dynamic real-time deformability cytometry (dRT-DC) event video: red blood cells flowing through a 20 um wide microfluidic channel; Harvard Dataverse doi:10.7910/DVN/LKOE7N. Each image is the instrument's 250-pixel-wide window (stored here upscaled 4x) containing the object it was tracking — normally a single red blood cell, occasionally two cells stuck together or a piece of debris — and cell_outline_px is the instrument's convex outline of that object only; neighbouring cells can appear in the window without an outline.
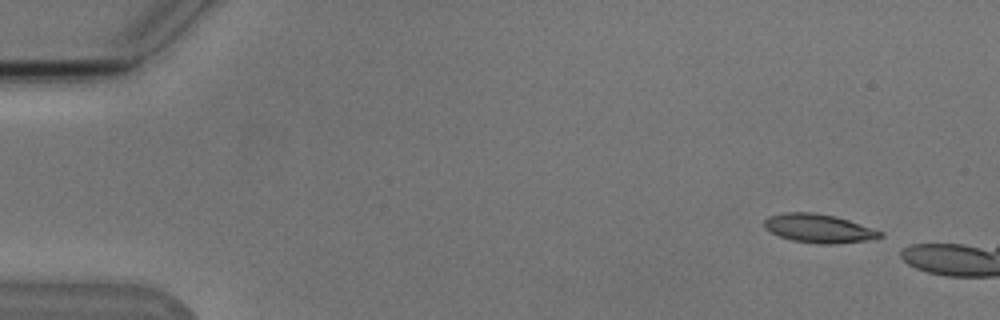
{"species": "Egyptian fruit bat (a non-hibernating species)", "species_latin": "Rousettus aegyptiacus", "temperature_condition": "cold", "stored_images_in_passage": 4, "camera_frame_rate_fps": 3000, "um_per_image_px": 0.085, "animal": {"sex": "male"}, "frame": {"image": 1, "passage_image": 1, "time_ms": 0.0, "image_size_px": [1000, 320], "cell_outline_px": [[884, 236], [864, 240], [836, 244], [820, 244], [792, 240], [780, 236], [764, 228], [764, 220], [768, 216], [784, 212], [812, 212], [836, 216], [884, 232]], "centroid_in_image_um": [69.57, 19.4], "position_along_channel_um": 15.4, "area_um2": 19.25}}